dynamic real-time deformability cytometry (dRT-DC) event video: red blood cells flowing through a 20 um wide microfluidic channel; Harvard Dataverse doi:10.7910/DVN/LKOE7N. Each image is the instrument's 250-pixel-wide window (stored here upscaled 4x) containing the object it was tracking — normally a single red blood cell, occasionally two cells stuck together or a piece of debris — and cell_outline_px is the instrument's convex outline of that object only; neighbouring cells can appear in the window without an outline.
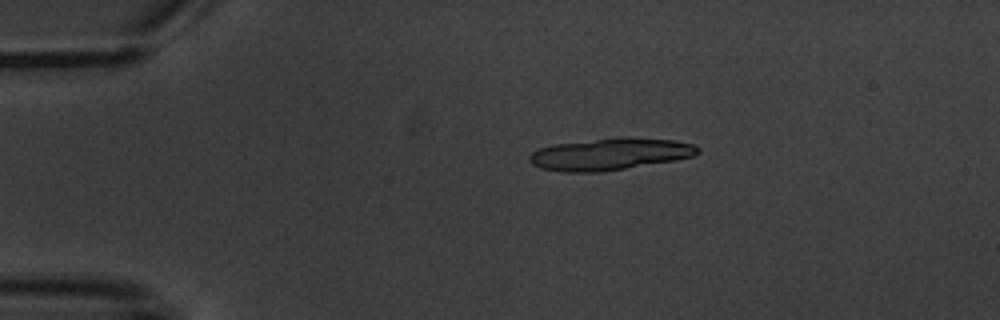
{"species": "common noctule bat (a hibernating species)", "species_latin": "Nyctalus noctula", "temperature_condition": "warm", "stored_images_in_passage": 8, "camera_frame_rate_fps": 3000, "um_per_image_px": 0.085, "animal": {"sex": "male", "body_mass_g": 20.1, "forearm_length_mm": 53.5}, "frame": {"image": 1, "passage_image": 4, "time_ms": 3.333, "image_size_px": [1000, 320], "cell_outline_px": [[700, 152], [692, 156], [672, 160], [600, 172], [564, 172], [540, 168], [532, 164], [528, 160], [528, 156], [532, 152], [540, 148], [556, 144], [628, 136], [672, 140], [692, 144], [700, 148]], "centroid_in_image_um": [51.82, 13.09], "position_along_channel_um": 33.2, "area_um2": 30.92}}